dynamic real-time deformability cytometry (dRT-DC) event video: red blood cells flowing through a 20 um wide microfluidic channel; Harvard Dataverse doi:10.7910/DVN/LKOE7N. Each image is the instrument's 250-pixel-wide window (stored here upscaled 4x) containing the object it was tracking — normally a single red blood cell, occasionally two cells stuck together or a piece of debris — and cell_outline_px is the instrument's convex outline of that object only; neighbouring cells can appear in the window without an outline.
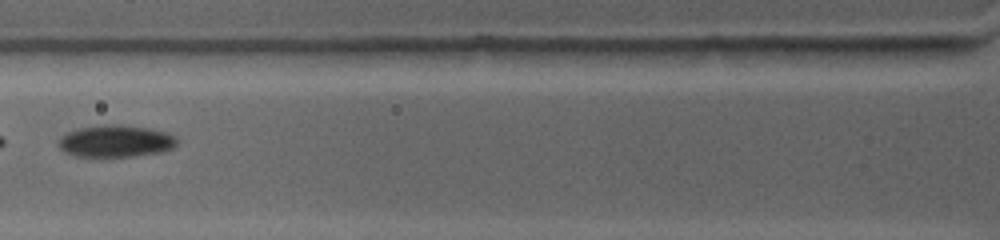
{"species": "common noctule bat (a hibernating species)", "species_latin": "Nyctalus noctula", "temperature_condition": "warm", "stored_images_in_passage": 17, "camera_frame_rate_fps": 4500, "um_per_image_px": 0.085, "animal": {"sex": "female", "body_mass_g": 19.0, "forearm_length_mm": 53.3}, "frame": {"image": 1, "passage_image": 3, "time_ms": 1.111, "image_size_px": [1000, 240], "cell_outline_px": [[176, 144], [172, 148], [160, 152], [132, 156], [76, 156], [64, 152], [60, 148], [60, 136], [68, 132], [80, 128], [104, 124], [116, 124], [148, 128], [164, 132], [176, 136]], "centroid_in_image_um": [9.82, 11.99], "position_along_channel_um": 116.0, "area_um2": 21.79}}
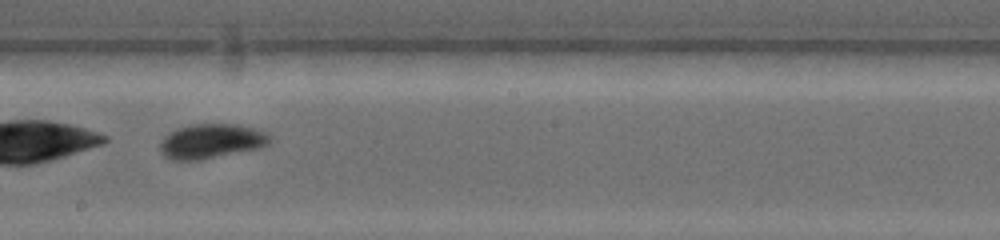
{"frame": {"image": 2, "passage_image": 8, "time_ms": 4.222, "image_size_px": [1000, 240], "cell_outline_px": [[272, 140], [268, 144], [260, 148], [200, 160], [168, 160], [160, 152], [160, 144], [164, 136], [168, 132], [176, 128], [192, 124], [236, 124], [268, 132], [272, 136]], "centroid_in_image_um": [17.95, 12.0], "position_along_channel_um": 230.2, "area_um2": 22.43}}